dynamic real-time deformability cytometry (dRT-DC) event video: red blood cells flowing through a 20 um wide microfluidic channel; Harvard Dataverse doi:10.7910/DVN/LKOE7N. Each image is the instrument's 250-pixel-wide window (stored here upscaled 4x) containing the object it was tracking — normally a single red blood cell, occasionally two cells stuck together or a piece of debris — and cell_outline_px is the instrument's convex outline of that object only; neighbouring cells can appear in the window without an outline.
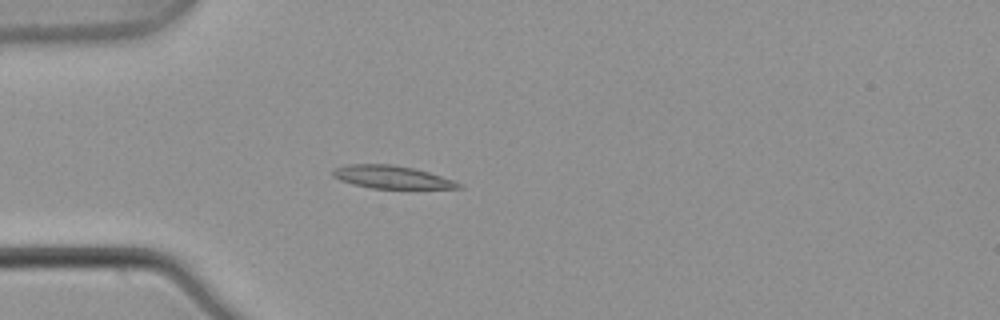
{"species": "common noctule bat (a hibernating species)", "species_latin": "Nyctalus noctula", "temperature_condition": "warm", "stored_images_in_passage": 3, "camera_frame_rate_fps": 3000, "um_per_image_px": 0.085, "animal": {"sex": "male", "body_mass_g": 21.5, "forearm_length_mm": 52.0}, "frame": {"image": 1, "passage_image": 3, "time_ms": 0.667, "image_size_px": [1000, 320], "cell_outline_px": [[464, 188], [372, 188], [352, 184], [340, 180], [332, 176], [332, 168], [344, 164], [392, 164], [412, 168], [428, 172], [464, 184]], "centroid_in_image_um": [33.24, 15.04], "position_along_channel_um": 51.8, "area_um2": 16.7}}